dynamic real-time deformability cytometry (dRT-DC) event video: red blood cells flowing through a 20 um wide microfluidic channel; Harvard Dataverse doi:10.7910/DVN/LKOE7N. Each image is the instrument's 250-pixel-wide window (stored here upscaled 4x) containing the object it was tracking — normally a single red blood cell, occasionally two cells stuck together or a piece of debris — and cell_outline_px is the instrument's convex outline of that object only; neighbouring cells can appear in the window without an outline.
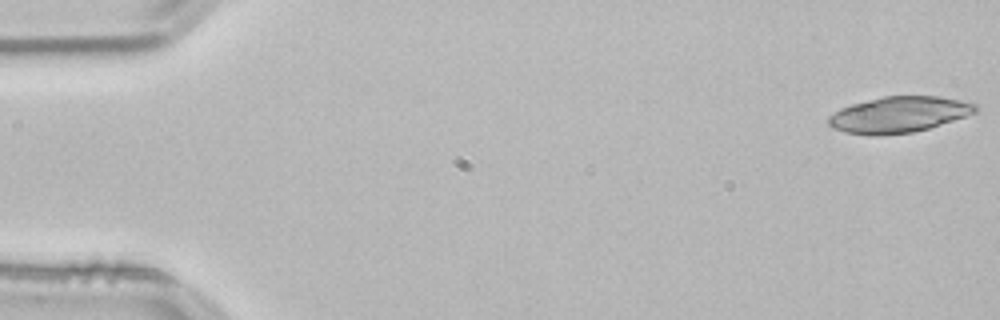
{"species": "common noctule bat (a hibernating species)", "species_latin": "Nyctalus noctula", "temperature_condition": "room temperature", "stored_images_in_passage": 52, "segment_of_instrument_passage": [1, 2], "camera_frame_rate_fps": 3000, "um_per_image_px": 0.085, "animal": {"sex": "male", "body_mass_g": 21.5, "forearm_length_mm": 52.0}, "frame": {"image": 1, "passage_image": 1, "time_ms": 0.0, "image_size_px": [1000, 320], "cell_outline_px": [[980, 108], [976, 112], [928, 128], [912, 132], [880, 136], [868, 136], [844, 132], [832, 128], [828, 124], [828, 116], [852, 104], [884, 96], [940, 96], [976, 104]], "centroid_in_image_um": [76.38, 9.75], "position_along_channel_um": 8.6, "area_um2": 30.63}}